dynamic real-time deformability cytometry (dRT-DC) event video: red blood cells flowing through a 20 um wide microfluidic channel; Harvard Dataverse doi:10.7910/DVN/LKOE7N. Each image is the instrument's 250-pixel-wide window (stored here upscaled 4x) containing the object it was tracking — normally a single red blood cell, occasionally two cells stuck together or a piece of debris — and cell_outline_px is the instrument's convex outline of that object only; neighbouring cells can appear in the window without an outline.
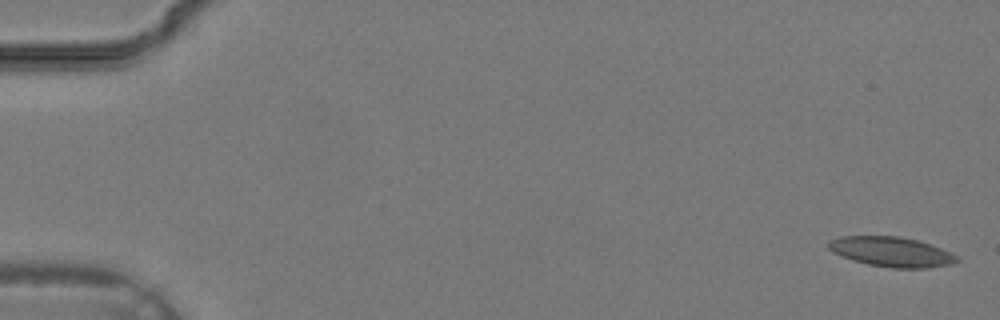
{"species": "common noctule bat (a hibernating species)", "species_latin": "Nyctalus noctula", "temperature_condition": "warm", "stored_images_in_passage": 11, "camera_frame_rate_fps": 3000, "um_per_image_px": 0.085, "animal": {"sex": "male", "body_mass_g": 19.2, "forearm_length_mm": 51.8}, "frame": {"image": 1, "passage_image": 1, "time_ms": 0.0, "image_size_px": [1000, 320], "cell_outline_px": [[960, 260], [952, 264], [928, 268], [892, 268], [868, 264], [852, 260], [832, 252], [828, 248], [828, 240], [840, 236], [900, 236], [916, 240], [940, 248], [956, 256]], "centroid_in_image_um": [75.73, 21.4], "position_along_channel_um": 9.3, "area_um2": 22.25}}
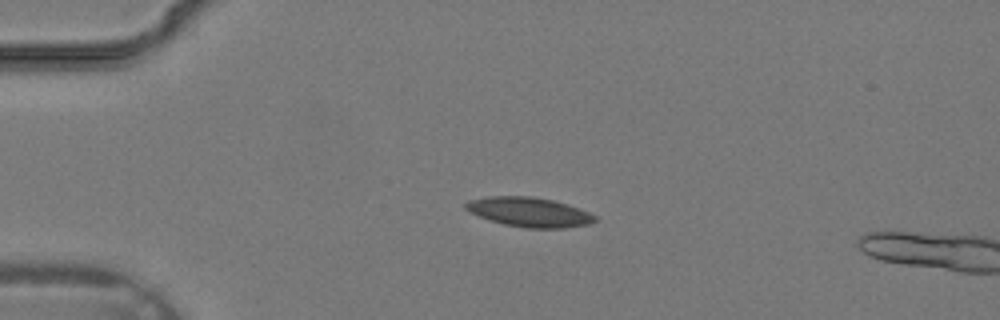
{"frame": {"image": 2, "passage_image": 9, "time_ms": 2.667, "image_size_px": [1000, 320], "cell_outline_px": [[596, 220], [588, 224], [564, 228], [524, 228], [504, 224], [468, 212], [464, 208], [464, 204], [468, 200], [488, 196], [532, 196], [552, 200], [580, 208], [596, 216]], "centroid_in_image_um": [44.96, 18.02], "position_along_channel_um": 40.0, "area_um2": 22.2}}